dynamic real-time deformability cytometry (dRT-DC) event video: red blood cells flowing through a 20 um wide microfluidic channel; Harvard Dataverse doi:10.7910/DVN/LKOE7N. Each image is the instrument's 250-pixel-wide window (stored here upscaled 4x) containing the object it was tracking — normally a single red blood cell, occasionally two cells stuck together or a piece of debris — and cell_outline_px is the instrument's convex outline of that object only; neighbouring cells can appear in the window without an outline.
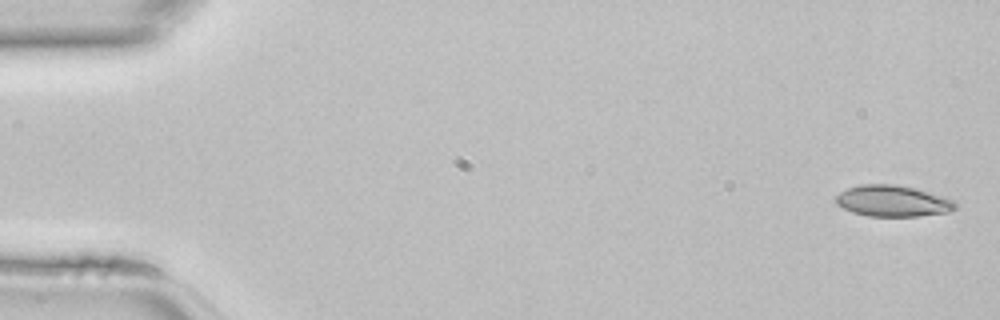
{"species": "common noctule bat (a hibernating species)", "species_latin": "Nyctalus noctula", "temperature_condition": "room temperature", "stored_images_in_passage": 45, "camera_frame_rate_fps": 3000, "um_per_image_px": 0.085, "animal": {"sex": "female", "body_mass_g": 22.7, "forearm_length_mm": 54.2}, "frame": {"image": 1, "passage_image": 1, "time_ms": 0.0, "image_size_px": [1000, 320], "cell_outline_px": [[956, 208], [948, 212], [920, 216], [868, 216], [852, 212], [836, 204], [836, 196], [840, 192], [848, 188], [860, 184], [892, 184], [916, 188], [952, 200], [956, 204]], "centroid_in_image_um": [75.85, 17.08], "position_along_channel_um": 9.1, "area_um2": 21.56}}
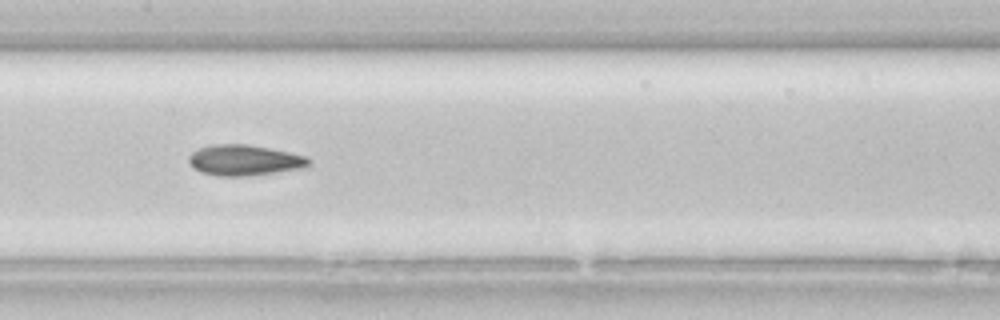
{"frame": {"image": 2, "passage_image": 22, "time_ms": 7.0, "image_size_px": [1000, 320], "cell_outline_px": [[312, 164], [308, 168], [248, 176], [216, 176], [200, 172], [192, 168], [188, 164], [188, 156], [192, 152], [200, 148], [212, 144], [248, 144], [308, 156], [312, 160]], "centroid_in_image_um": [20.8, 13.63], "position_along_channel_um": 186.6, "area_um2": 21.96}}
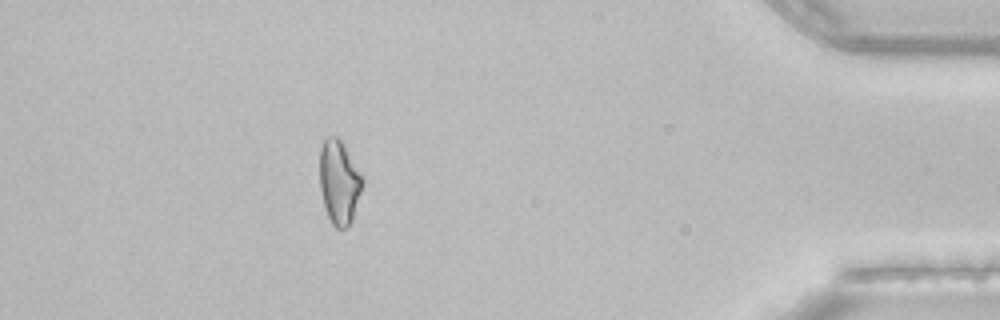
{"frame": {"image": 3, "passage_image": 40, "time_ms": 13.0, "image_size_px": [1000, 320], "cell_outline_px": [[364, 184], [352, 220], [348, 228], [336, 228], [332, 224], [328, 216], [324, 204], [320, 188], [320, 148], [324, 140], [328, 136], [336, 136], [340, 140], [364, 180]], "centroid_in_image_um": [28.83, 15.52], "position_along_channel_um": 406.4, "area_um2": 20.63}}